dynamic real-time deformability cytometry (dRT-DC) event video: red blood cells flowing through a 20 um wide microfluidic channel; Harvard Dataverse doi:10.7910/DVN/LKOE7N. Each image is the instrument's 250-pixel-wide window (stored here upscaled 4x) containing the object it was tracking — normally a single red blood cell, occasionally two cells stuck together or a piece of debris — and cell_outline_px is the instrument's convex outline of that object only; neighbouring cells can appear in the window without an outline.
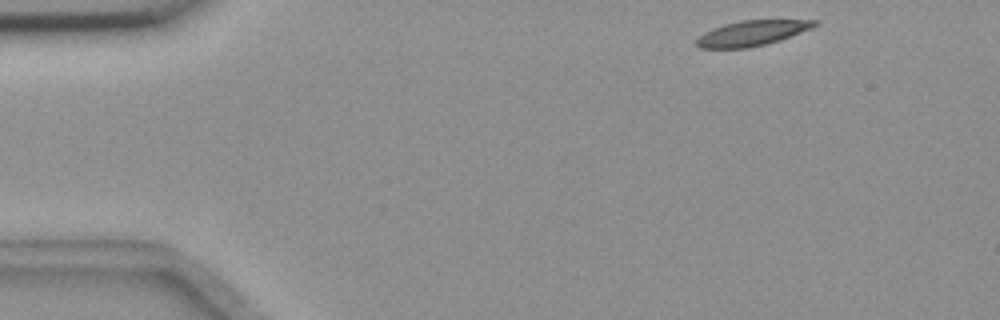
{"species": "common noctule bat (a hibernating species)", "species_latin": "Nyctalus noctula", "temperature_condition": "room temperature", "stored_images_in_passage": 31, "camera_frame_rate_fps": 3000, "um_per_image_px": 0.085, "animal": {"sex": "female", "body_mass_g": 18.4}, "frame": {"image": 1, "passage_image": 1, "time_ms": 0.0, "image_size_px": [1000, 320], "cell_outline_px": [[820, 20], [816, 24], [808, 28], [788, 36], [764, 44], [748, 48], [700, 48], [696, 44], [696, 40], [704, 32], [712, 28], [724, 24], [740, 20]], "centroid_in_image_um": [63.81, 2.81], "position_along_channel_um": 21.2, "area_um2": 16.82}}
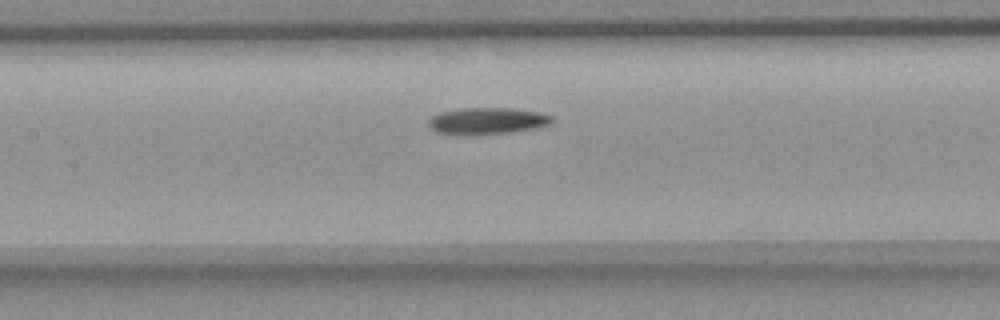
{"frame": {"image": 2, "passage_image": 20, "time_ms": 6.333, "image_size_px": [1000, 320], "cell_outline_px": [[552, 120], [548, 124], [536, 128], [508, 132], [436, 132], [428, 124], [428, 120], [432, 116], [440, 112], [460, 108], [512, 108], [536, 112], [552, 116]], "centroid_in_image_um": [41.42, 10.22], "position_along_channel_um": 166.0, "area_um2": 18.09}}
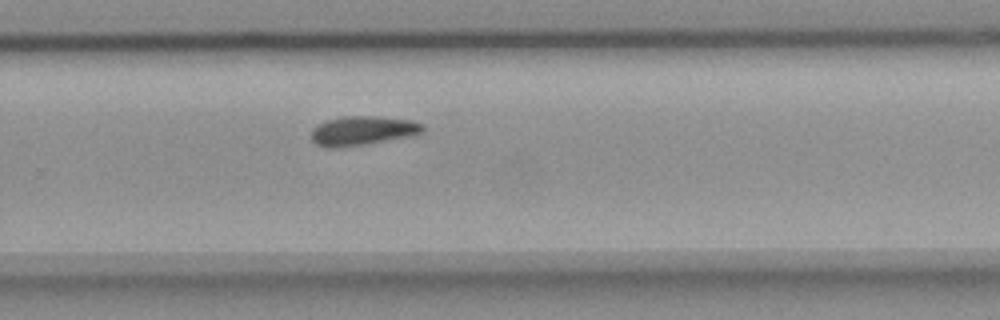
{"frame": {"image": 3, "passage_image": 31, "time_ms": 10.0, "image_size_px": [1000, 320], "cell_outline_px": [[424, 132], [412, 136], [364, 144], [336, 148], [324, 148], [316, 144], [312, 140], [312, 128], [316, 124], [340, 116], [376, 116], [412, 120], [424, 124]], "centroid_in_image_um": [30.82, 11.1], "position_along_channel_um": 299.0, "area_um2": 19.19}}